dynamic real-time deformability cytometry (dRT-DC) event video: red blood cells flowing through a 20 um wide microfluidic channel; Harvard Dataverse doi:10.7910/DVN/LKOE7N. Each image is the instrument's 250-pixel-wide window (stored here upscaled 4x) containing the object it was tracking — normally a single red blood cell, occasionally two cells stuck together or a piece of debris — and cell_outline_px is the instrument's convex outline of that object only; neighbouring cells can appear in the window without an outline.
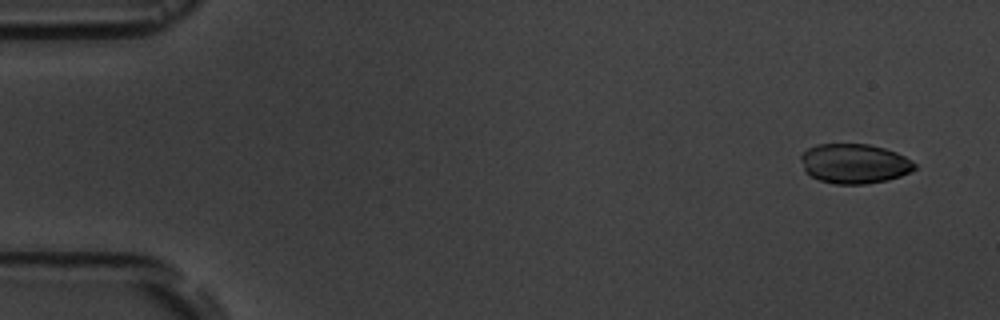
{"species": "common noctule bat (a hibernating species)", "species_latin": "Nyctalus noctula", "temperature_condition": "room temperature", "stored_images_in_passage": 4, "camera_frame_rate_fps": 3000, "um_per_image_px": 0.085, "animal": {"sex": "male", "body_mass_g": 19.5, "forearm_length_mm": 54.6}, "frame": {"image": 1, "passage_image": 1, "time_ms": 0.0, "image_size_px": [1000, 320], "cell_outline_px": [[916, 168], [900, 176], [888, 180], [864, 184], [836, 184], [820, 180], [804, 172], [800, 156], [808, 148], [816, 144], [868, 144], [884, 148], [896, 152], [912, 160], [916, 164]], "centroid_in_image_um": [72.61, 13.9], "position_along_channel_um": 12.4, "area_um2": 26.3}}
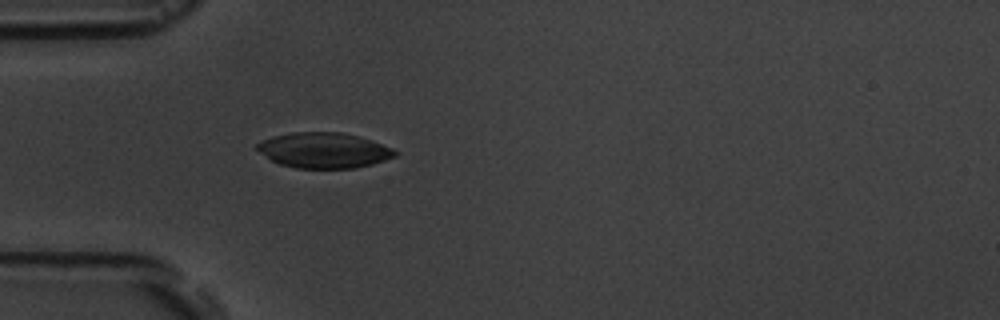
{"frame": {"image": 2, "passage_image": 4, "time_ms": 4.333, "image_size_px": [1000, 320], "cell_outline_px": [[400, 152], [396, 156], [372, 164], [356, 168], [296, 168], [280, 164], [272, 160], [260, 152], [256, 148], [256, 144], [272, 136], [292, 132], [340, 132], [360, 136], [372, 140], [392, 148]], "centroid_in_image_um": [27.56, 12.77], "position_along_channel_um": 57.4, "area_um2": 28.5}}